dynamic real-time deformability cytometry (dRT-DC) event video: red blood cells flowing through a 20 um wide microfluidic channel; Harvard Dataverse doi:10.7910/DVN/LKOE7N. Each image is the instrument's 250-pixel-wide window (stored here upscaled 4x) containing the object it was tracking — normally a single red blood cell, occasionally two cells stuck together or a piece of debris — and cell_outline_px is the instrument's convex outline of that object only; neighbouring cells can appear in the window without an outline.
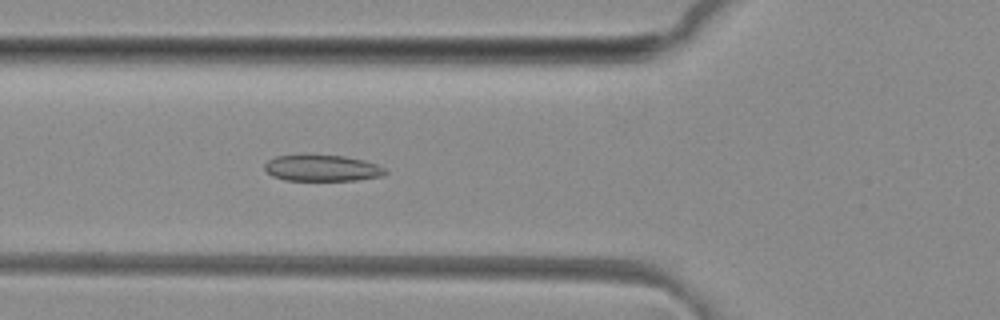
{"species": "common noctule bat (a hibernating species)", "species_latin": "Nyctalus noctula", "temperature_condition": "room temperature", "stored_images_in_passage": 37, "camera_frame_rate_fps": 3000, "um_per_image_px": 0.085, "animal": {"sex": "female", "body_mass_g": 29.2, "forearm_length_mm": 56.3}, "frame": {"image": 1, "passage_image": 5, "time_ms": 1.333, "image_size_px": [1000, 320], "cell_outline_px": [[388, 172], [380, 176], [356, 180], [284, 180], [272, 176], [264, 168], [264, 164], [268, 160], [276, 156], [344, 156], [364, 160], [376, 164], [384, 168]], "centroid_in_image_um": [27.37, 14.3], "position_along_channel_um": 98.4, "area_um2": 18.09}}
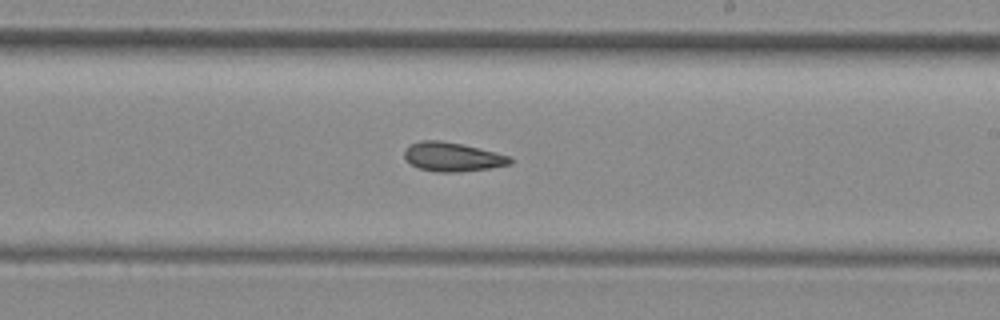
{"frame": {"image": 2, "passage_image": 16, "time_ms": 5.0, "image_size_px": [1000, 320], "cell_outline_px": [[512, 164], [492, 168], [460, 172], [436, 172], [420, 168], [412, 164], [404, 156], [404, 148], [408, 144], [420, 140], [440, 140], [464, 144], [512, 156]], "centroid_in_image_um": [38.48, 13.32], "position_along_channel_um": 250.5, "area_um2": 18.21}}
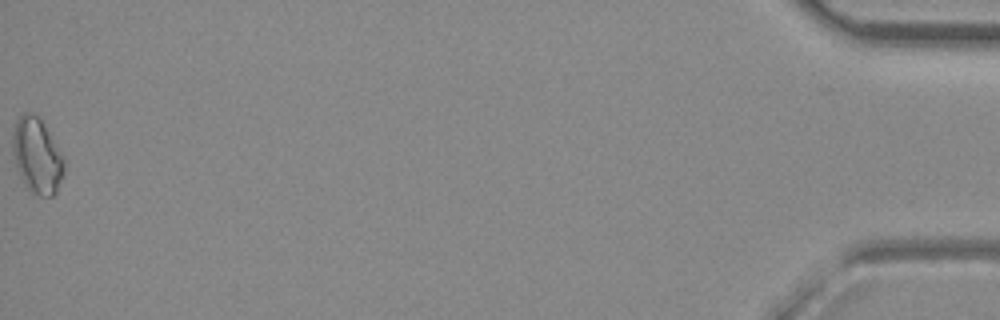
{"frame": {"image": 3, "passage_image": 37, "time_ms": 12.0, "image_size_px": [1000, 320], "cell_outline_px": [[64, 172], [56, 192], [52, 196], [36, 196], [24, 184], [16, 168], [12, 156], [12, 128], [16, 120], [24, 112], [32, 112], [40, 120], [64, 156]], "centroid_in_image_um": [3.11, 13.25], "position_along_channel_um": 432.1, "area_um2": 22.72}, "authors_computed_cell_mechanics": {"area_um2": 17.9758, "velocity_mm_per_s": 4.1404, "shape_relaxation_time_tau1_ms": null, "shape_relaxation_time_tau2_ms": 6.6269, "deformation_change_tau1": null, "deformation_change_tau2": 0.1087}}